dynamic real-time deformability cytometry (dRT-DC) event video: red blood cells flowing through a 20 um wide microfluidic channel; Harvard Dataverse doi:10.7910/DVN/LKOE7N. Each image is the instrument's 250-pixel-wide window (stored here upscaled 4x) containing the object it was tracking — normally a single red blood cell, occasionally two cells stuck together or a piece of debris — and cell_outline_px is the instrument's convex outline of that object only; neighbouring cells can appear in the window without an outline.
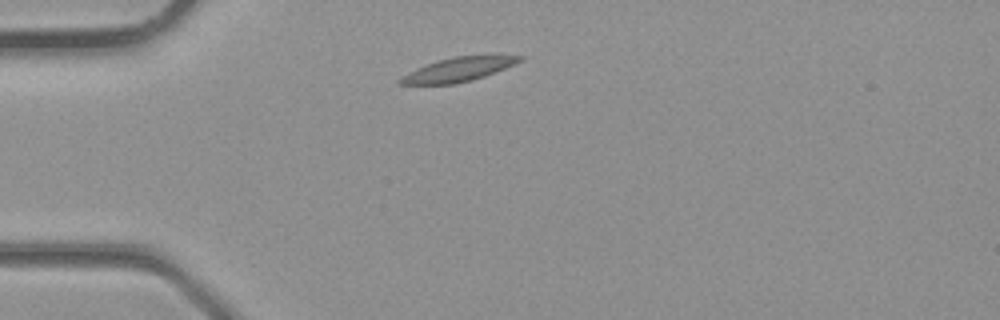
{"species": "common noctule bat (a hibernating species)", "species_latin": "Nyctalus noctula", "temperature_condition": "room temperature", "stored_images_in_passage": 2, "camera_frame_rate_fps": 3000, "um_per_image_px": 0.085, "animal": {"sex": "male", "body_mass_g": 23.1, "forearm_length_mm": 52.7}, "frame": {"image": 1, "passage_image": 2, "time_ms": 0.333, "image_size_px": [1000, 320], "cell_outline_px": [[524, 56], [516, 64], [484, 76], [472, 80], [452, 84], [396, 84], [396, 80], [408, 72], [416, 68], [440, 60], [456, 56]], "centroid_in_image_um": [38.89, 5.93], "position_along_channel_um": 46.1, "area_um2": 16.3}}